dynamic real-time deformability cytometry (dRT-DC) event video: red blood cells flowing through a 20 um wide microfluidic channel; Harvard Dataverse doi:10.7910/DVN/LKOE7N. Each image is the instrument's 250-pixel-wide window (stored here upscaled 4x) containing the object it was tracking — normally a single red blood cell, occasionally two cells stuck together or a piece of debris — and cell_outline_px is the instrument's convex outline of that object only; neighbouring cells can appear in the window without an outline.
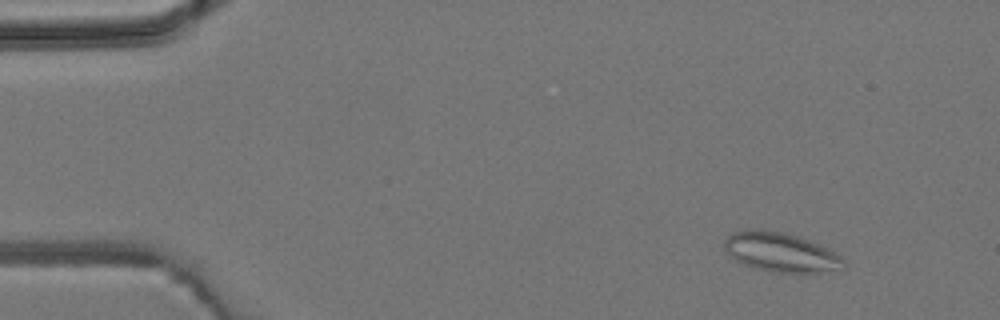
{"species": "common noctule bat (a hibernating species)", "species_latin": "Nyctalus noctula", "temperature_condition": "room temperature", "stored_images_in_passage": 6, "camera_frame_rate_fps": 3000, "um_per_image_px": 0.085, "animal": {"sex": "male", "body_mass_g": 19.2, "forearm_length_mm": 51.8}, "frame": {"image": 1, "passage_image": 1, "time_ms": 0.0, "image_size_px": [1000, 320], "cell_outline_px": [[848, 264], [816, 272], [772, 272], [756, 268], [744, 264], [736, 260], [724, 248], [724, 240], [732, 232], [752, 228], [760, 228], [784, 232], [800, 236], [840, 256]], "centroid_in_image_um": [66.26, 21.4], "position_along_channel_um": 18.7, "area_um2": 26.76}}
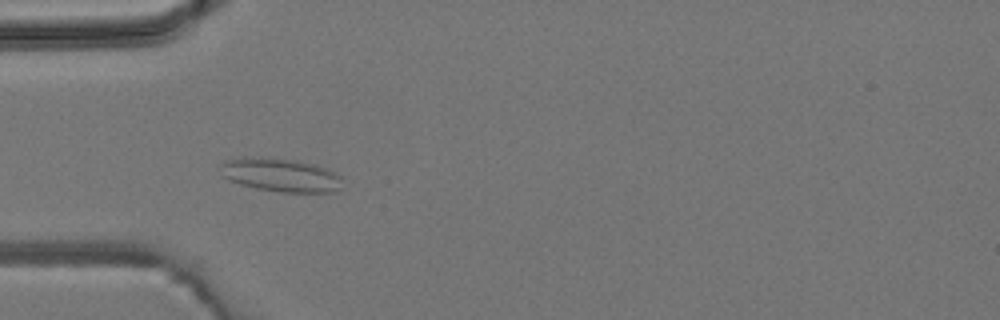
{"frame": {"image": 2, "passage_image": 4, "time_ms": 3.333, "image_size_px": [1000, 320], "cell_outline_px": [[340, 188], [332, 192], [280, 192], [256, 188], [240, 184], [228, 180], [220, 176], [220, 164], [224, 160], [240, 156], [268, 156], [296, 160], [316, 164], [336, 172], [340, 176]], "centroid_in_image_um": [23.77, 14.84], "position_along_channel_um": 61.2, "area_um2": 24.45}}
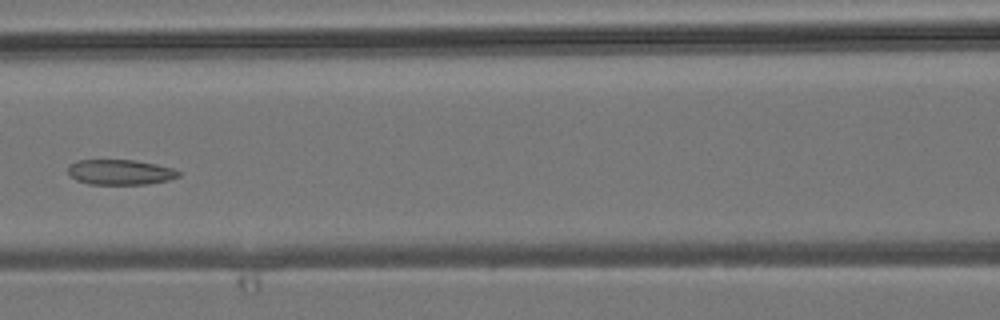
{"frame": {"image": 3, "passage_image": 6, "time_ms": 5.667, "image_size_px": [1000, 320], "cell_outline_px": [[180, 176], [168, 180], [148, 184], [88, 184], [76, 180], [68, 176], [68, 164], [76, 160], [132, 160], [156, 164], [172, 168], [180, 172]], "centroid_in_image_um": [10.17, 14.63], "position_along_channel_um": 156.4, "area_um2": 16.36}}